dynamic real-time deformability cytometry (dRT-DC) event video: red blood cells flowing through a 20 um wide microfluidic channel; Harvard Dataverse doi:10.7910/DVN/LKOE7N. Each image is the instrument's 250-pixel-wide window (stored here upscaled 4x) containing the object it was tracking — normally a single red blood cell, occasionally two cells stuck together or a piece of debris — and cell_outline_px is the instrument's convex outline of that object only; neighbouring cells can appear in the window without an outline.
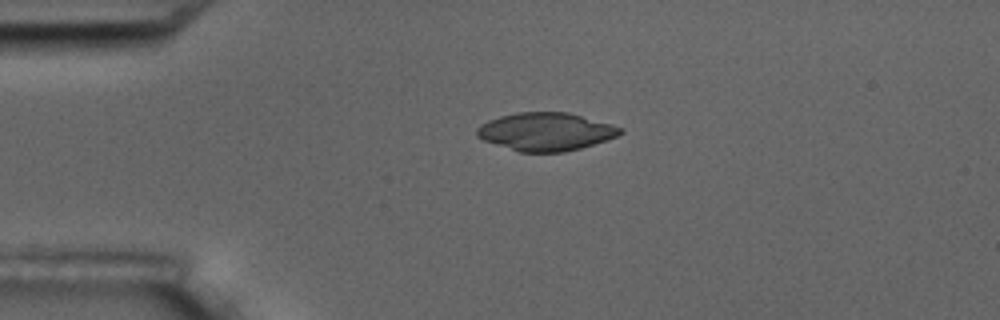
{"species": "common noctule bat (a hibernating species)", "species_latin": "Nyctalus noctula", "temperature_condition": "room temperature", "stored_images_in_passage": 2, "camera_frame_rate_fps": 3000, "um_per_image_px": 0.085, "animal": {"sex": "male", "body_mass_g": 17.5, "forearm_length_mm": 52.3}, "frame": {"image": 1, "passage_image": 1, "time_ms": 0.0, "image_size_px": [1000, 320], "cell_outline_px": [[624, 132], [608, 140], [580, 148], [564, 152], [520, 152], [484, 140], [476, 136], [476, 128], [480, 124], [488, 120], [500, 116], [516, 112], [568, 112], [612, 124], [624, 128]], "centroid_in_image_um": [46.41, 11.18], "position_along_channel_um": 38.6, "area_um2": 31.85}}